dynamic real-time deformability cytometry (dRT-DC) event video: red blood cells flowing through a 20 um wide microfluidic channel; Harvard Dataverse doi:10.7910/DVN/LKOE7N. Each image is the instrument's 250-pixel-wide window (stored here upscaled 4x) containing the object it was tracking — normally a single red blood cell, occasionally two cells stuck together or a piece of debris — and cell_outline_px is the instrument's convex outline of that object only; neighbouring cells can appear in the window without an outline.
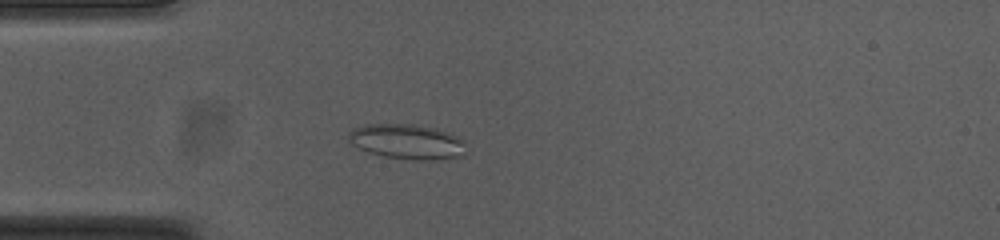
{"species": "common noctule bat (a hibernating species)", "species_latin": "Nyctalus noctula", "temperature_condition": "cold", "stored_images_in_passage": 54, "camera_frame_rate_fps": 3000, "um_per_image_px": 0.085, "animal": {"sex": "female", "body_mass_g": 23.0, "forearm_length_mm": 53.4}, "frame": {"image": 1, "passage_image": 15, "time_ms": 4.667, "image_size_px": [1000, 240], "cell_outline_px": [[464, 156], [440, 160], [416, 160], [384, 156], [368, 152], [352, 144], [348, 140], [348, 132], [352, 128], [368, 124], [420, 124], [436, 128], [448, 132], [464, 140]], "centroid_in_image_um": [34.61, 12.03], "position_along_channel_um": 50.4, "area_um2": 24.22}}
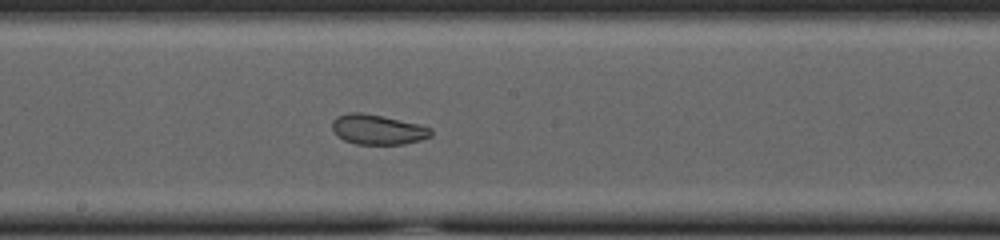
{"frame": {"image": 2, "passage_image": 29, "time_ms": 9.333, "image_size_px": [1000, 240], "cell_outline_px": [[432, 136], [420, 140], [404, 144], [356, 144], [344, 140], [336, 136], [332, 132], [332, 120], [336, 116], [348, 112], [360, 112], [380, 116], [416, 124], [432, 128]], "centroid_in_image_um": [32.04, 11.02], "position_along_channel_um": 216.2, "area_um2": 17.22}}
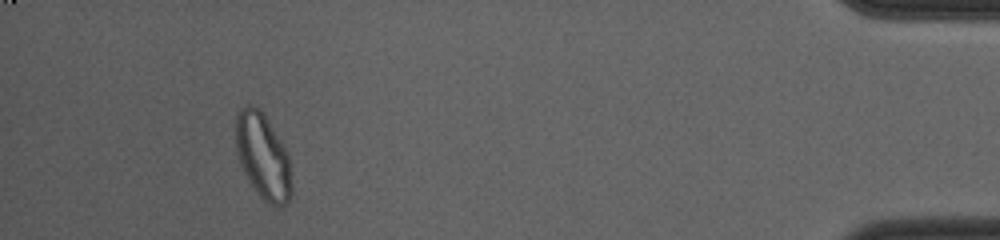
{"frame": {"image": 3, "passage_image": 50, "time_ms": 16.333, "image_size_px": [1000, 240], "cell_outline_px": [[292, 192], [288, 200], [284, 204], [276, 208], [264, 200], [260, 196], [248, 180], [240, 164], [236, 152], [236, 116], [240, 108], [244, 104], [248, 104], [260, 108], [264, 112], [280, 140], [288, 156], [292, 184]], "centroid_in_image_um": [22.34, 13.26], "position_along_channel_um": 412.9, "area_um2": 27.92}, "authors_computed_cell_mechanics": {"area_um2": 23.9292, "velocity_mm_per_s": 3.7538, "shape_relaxation_time_tau1_ms": null, "shape_relaxation_time_tau2_ms": 1.3741, "deformation_change_tau1": null, "deformation_change_tau2": 0.0658}}